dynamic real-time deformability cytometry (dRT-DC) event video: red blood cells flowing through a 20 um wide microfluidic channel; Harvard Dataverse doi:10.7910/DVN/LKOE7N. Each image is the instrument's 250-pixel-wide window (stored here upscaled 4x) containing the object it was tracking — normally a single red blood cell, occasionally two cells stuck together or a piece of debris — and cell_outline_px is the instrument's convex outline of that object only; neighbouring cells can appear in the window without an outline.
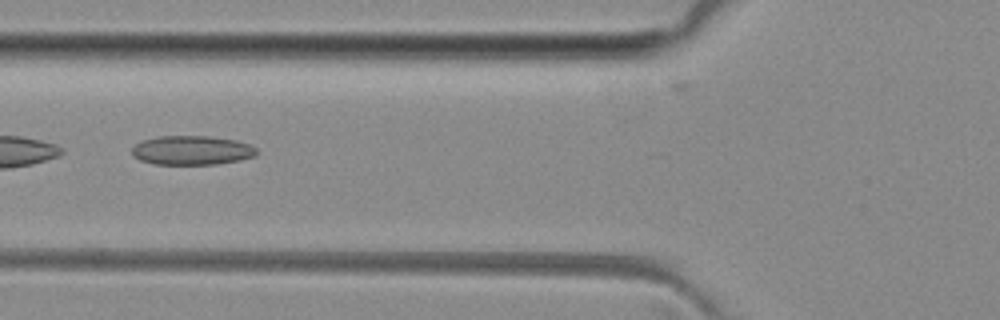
{"species": "common noctule bat (a hibernating species)", "species_latin": "Nyctalus noctula", "temperature_condition": "room temperature", "stored_images_in_passage": 4, "camera_frame_rate_fps": 3000, "um_per_image_px": 0.085, "animal": {"sex": "female", "body_mass_g": 29.2, "forearm_length_mm": 56.3}, "frame": {"image": 1, "passage_image": 4, "time_ms": 4.333, "image_size_px": [1000, 320], "cell_outline_px": [[256, 156], [240, 160], [216, 164], [152, 164], [140, 160], [132, 156], [132, 148], [140, 140], [160, 136], [208, 136], [236, 140], [248, 144], [256, 148]], "centroid_in_image_um": [16.28, 12.77], "position_along_channel_um": 109.5, "area_um2": 21.27}}